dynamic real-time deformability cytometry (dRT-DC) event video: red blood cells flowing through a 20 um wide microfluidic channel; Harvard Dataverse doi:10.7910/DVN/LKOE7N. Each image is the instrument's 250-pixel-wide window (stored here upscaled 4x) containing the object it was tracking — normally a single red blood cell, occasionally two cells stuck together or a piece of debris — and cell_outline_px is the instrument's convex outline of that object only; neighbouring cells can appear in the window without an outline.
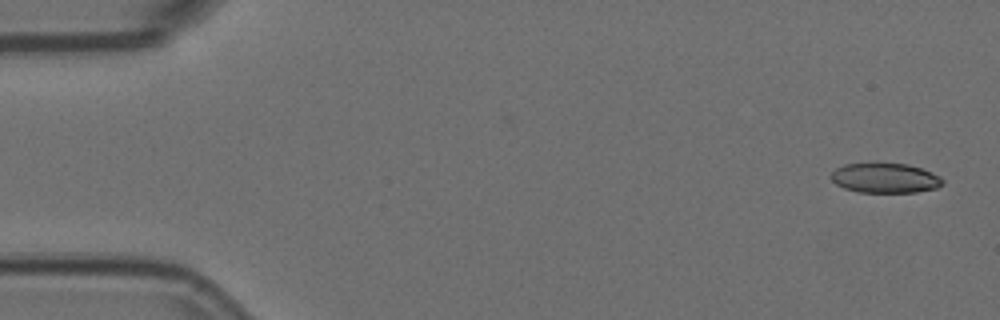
{"species": "Egyptian fruit bat (a non-hibernating species)", "species_latin": "Rousettus aegyptiacus", "temperature_condition": "room temperature", "stored_images_in_passage": 9, "camera_frame_rate_fps": 3000, "um_per_image_px": 0.085, "animal": {"sex": "female"}, "frame": {"image": 1, "passage_image": 1, "time_ms": 0.0, "image_size_px": [1000, 320], "cell_outline_px": [[944, 184], [936, 188], [916, 192], [856, 192], [844, 188], [836, 184], [832, 180], [832, 172], [836, 168], [844, 164], [876, 160], [908, 164], [932, 172], [940, 176], [944, 180]], "centroid_in_image_um": [75.22, 15.08], "position_along_channel_um": 9.8, "area_um2": 20.17}}
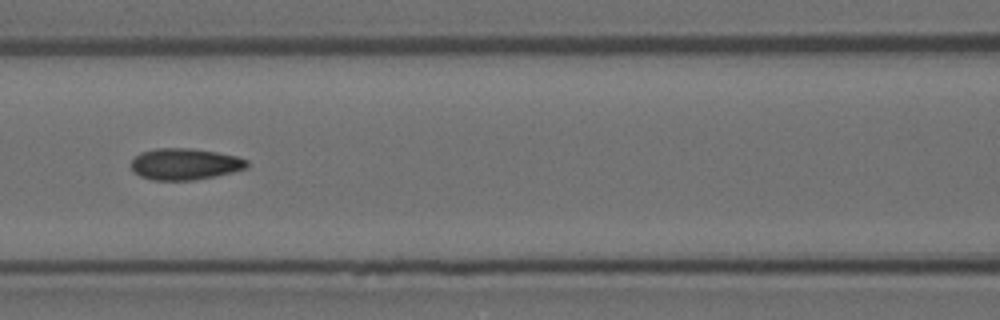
{"frame": {"image": 2, "passage_image": 6, "time_ms": 1.667, "image_size_px": [1000, 320], "cell_outline_px": [[248, 168], [216, 176], [192, 180], [152, 180], [140, 176], [132, 172], [132, 160], [140, 152], [156, 148], [192, 148], [216, 152], [236, 156], [248, 160]], "centroid_in_image_um": [15.71, 13.94], "position_along_channel_um": 150.9, "area_um2": 21.33}}
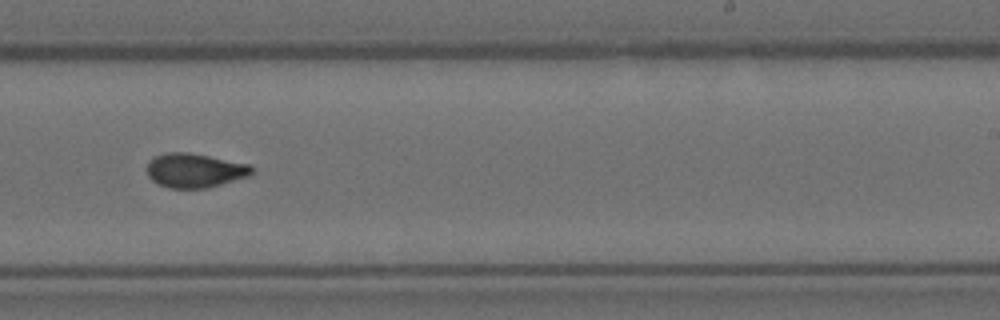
{"frame": {"image": 3, "passage_image": 9, "time_ms": 2.667, "image_size_px": [1000, 320], "cell_outline_px": [[252, 172], [248, 176], [208, 188], [168, 188], [156, 184], [148, 176], [148, 160], [156, 156], [168, 152], [188, 152], [252, 164]], "centroid_in_image_um": [16.55, 14.49], "position_along_channel_um": 272.5, "area_um2": 20.98}}